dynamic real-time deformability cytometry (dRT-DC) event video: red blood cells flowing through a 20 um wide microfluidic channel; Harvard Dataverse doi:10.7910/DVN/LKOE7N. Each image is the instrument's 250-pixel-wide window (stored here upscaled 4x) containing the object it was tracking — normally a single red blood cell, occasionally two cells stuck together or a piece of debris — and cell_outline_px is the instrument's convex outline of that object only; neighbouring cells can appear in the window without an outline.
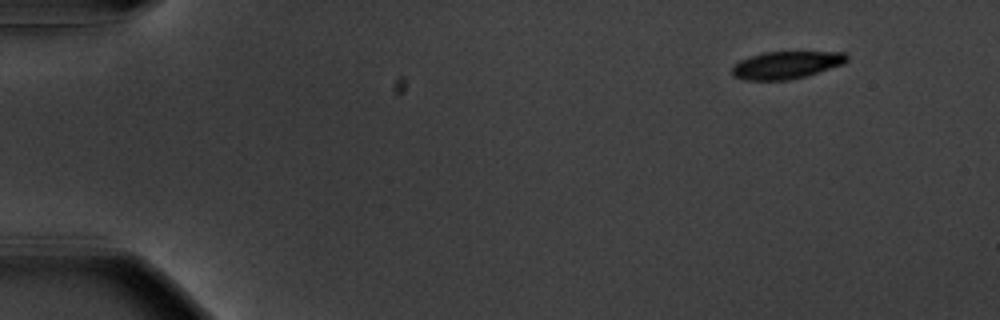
{"species": "common noctule bat (a hibernating species)", "species_latin": "Nyctalus noctula", "temperature_condition": "warm", "stored_images_in_passage": 51, "camera_frame_rate_fps": 3000, "um_per_image_px": 0.085, "animal": {"sex": "male", "body_mass_g": 20.1, "forearm_length_mm": 53.5}, "frame": {"image": 1, "passage_image": 1, "time_ms": 0.0, "image_size_px": [1000, 320], "cell_outline_px": [[848, 60], [844, 64], [808, 76], [788, 80], [744, 80], [732, 76], [732, 68], [740, 60], [764, 52], [844, 52], [848, 56]], "centroid_in_image_um": [66.86, 5.53], "position_along_channel_um": 18.1, "area_um2": 18.44}}
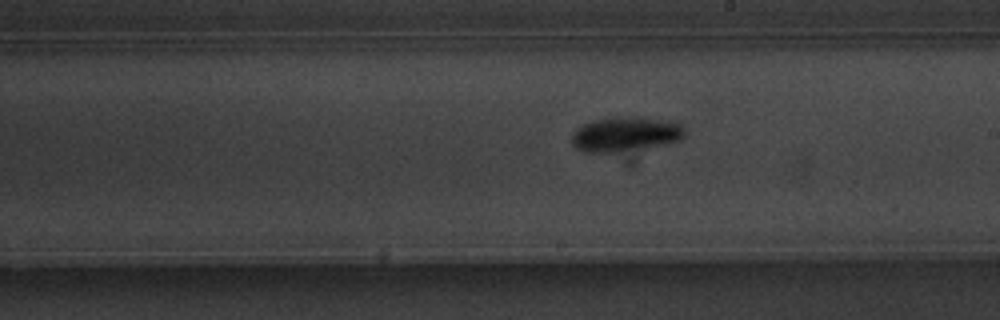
{"frame": {"image": 2, "passage_image": 28, "time_ms": 9.0, "image_size_px": [1000, 320], "cell_outline_px": [[684, 136], [680, 140], [660, 144], [612, 152], [584, 152], [576, 148], [572, 144], [572, 132], [576, 128], [592, 120], [676, 120], [684, 128]], "centroid_in_image_um": [53.12, 11.44], "position_along_channel_um": 235.9, "area_um2": 21.39}}
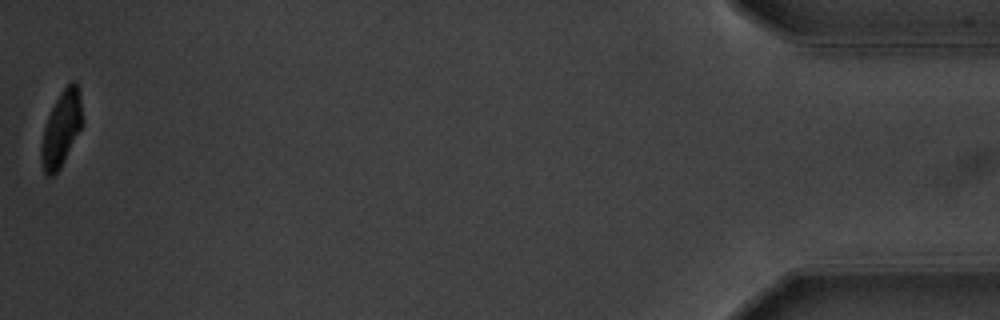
{"frame": {"image": 3, "passage_image": 51, "time_ms": 16.667, "image_size_px": [1000, 320], "cell_outline_px": [[84, 124], [60, 168], [52, 176], [48, 176], [44, 172], [40, 160], [40, 144], [44, 128], [48, 116], [60, 92], [72, 80], [76, 80], [80, 92], [84, 120]], "centroid_in_image_um": [5.23, 10.93], "position_along_channel_um": 430.0, "area_um2": 18.38}, "authors_computed_cell_mechanics": {"area_um2": 20.23, "velocity_mm_per_s": 3.6655, "shape_relaxation_time_tau1_ms": 3.023, "shape_relaxation_time_tau2_ms": 8.3297, "deformation_change_tau1": 0.1503, "deformation_change_tau2": 0.1229}}